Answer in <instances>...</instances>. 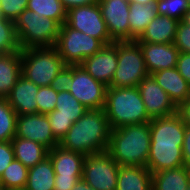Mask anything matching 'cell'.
<instances>
[{
	"label": "cell",
	"instance_id": "obj_38",
	"mask_svg": "<svg viewBox=\"0 0 190 190\" xmlns=\"http://www.w3.org/2000/svg\"><path fill=\"white\" fill-rule=\"evenodd\" d=\"M14 159L15 155L11 141L0 142V177Z\"/></svg>",
	"mask_w": 190,
	"mask_h": 190
},
{
	"label": "cell",
	"instance_id": "obj_18",
	"mask_svg": "<svg viewBox=\"0 0 190 190\" xmlns=\"http://www.w3.org/2000/svg\"><path fill=\"white\" fill-rule=\"evenodd\" d=\"M38 89L39 86L21 75L6 99L17 115L36 114L37 100L35 98Z\"/></svg>",
	"mask_w": 190,
	"mask_h": 190
},
{
	"label": "cell",
	"instance_id": "obj_34",
	"mask_svg": "<svg viewBox=\"0 0 190 190\" xmlns=\"http://www.w3.org/2000/svg\"><path fill=\"white\" fill-rule=\"evenodd\" d=\"M58 93L51 86L39 87L37 100V113L48 114L55 110Z\"/></svg>",
	"mask_w": 190,
	"mask_h": 190
},
{
	"label": "cell",
	"instance_id": "obj_9",
	"mask_svg": "<svg viewBox=\"0 0 190 190\" xmlns=\"http://www.w3.org/2000/svg\"><path fill=\"white\" fill-rule=\"evenodd\" d=\"M66 24L74 30L99 39L104 45L114 42L109 35L98 3L69 9Z\"/></svg>",
	"mask_w": 190,
	"mask_h": 190
},
{
	"label": "cell",
	"instance_id": "obj_6",
	"mask_svg": "<svg viewBox=\"0 0 190 190\" xmlns=\"http://www.w3.org/2000/svg\"><path fill=\"white\" fill-rule=\"evenodd\" d=\"M114 42L118 63L110 87H137L149 75L139 43L136 40Z\"/></svg>",
	"mask_w": 190,
	"mask_h": 190
},
{
	"label": "cell",
	"instance_id": "obj_13",
	"mask_svg": "<svg viewBox=\"0 0 190 190\" xmlns=\"http://www.w3.org/2000/svg\"><path fill=\"white\" fill-rule=\"evenodd\" d=\"M102 17L113 41L130 40L129 0H99Z\"/></svg>",
	"mask_w": 190,
	"mask_h": 190
},
{
	"label": "cell",
	"instance_id": "obj_14",
	"mask_svg": "<svg viewBox=\"0 0 190 190\" xmlns=\"http://www.w3.org/2000/svg\"><path fill=\"white\" fill-rule=\"evenodd\" d=\"M38 142L49 150L59 145L50 127L47 114H25L17 116L16 135Z\"/></svg>",
	"mask_w": 190,
	"mask_h": 190
},
{
	"label": "cell",
	"instance_id": "obj_2",
	"mask_svg": "<svg viewBox=\"0 0 190 190\" xmlns=\"http://www.w3.org/2000/svg\"><path fill=\"white\" fill-rule=\"evenodd\" d=\"M150 122L111 129L107 152L119 166H147Z\"/></svg>",
	"mask_w": 190,
	"mask_h": 190
},
{
	"label": "cell",
	"instance_id": "obj_26",
	"mask_svg": "<svg viewBox=\"0 0 190 190\" xmlns=\"http://www.w3.org/2000/svg\"><path fill=\"white\" fill-rule=\"evenodd\" d=\"M190 170L185 166L152 174V190H187Z\"/></svg>",
	"mask_w": 190,
	"mask_h": 190
},
{
	"label": "cell",
	"instance_id": "obj_28",
	"mask_svg": "<svg viewBox=\"0 0 190 190\" xmlns=\"http://www.w3.org/2000/svg\"><path fill=\"white\" fill-rule=\"evenodd\" d=\"M55 172L49 157L28 168V179L25 190H53L55 182Z\"/></svg>",
	"mask_w": 190,
	"mask_h": 190
},
{
	"label": "cell",
	"instance_id": "obj_35",
	"mask_svg": "<svg viewBox=\"0 0 190 190\" xmlns=\"http://www.w3.org/2000/svg\"><path fill=\"white\" fill-rule=\"evenodd\" d=\"M28 0H1L0 16L15 21L27 9Z\"/></svg>",
	"mask_w": 190,
	"mask_h": 190
},
{
	"label": "cell",
	"instance_id": "obj_40",
	"mask_svg": "<svg viewBox=\"0 0 190 190\" xmlns=\"http://www.w3.org/2000/svg\"><path fill=\"white\" fill-rule=\"evenodd\" d=\"M82 177H55L53 190H72Z\"/></svg>",
	"mask_w": 190,
	"mask_h": 190
},
{
	"label": "cell",
	"instance_id": "obj_5",
	"mask_svg": "<svg viewBox=\"0 0 190 190\" xmlns=\"http://www.w3.org/2000/svg\"><path fill=\"white\" fill-rule=\"evenodd\" d=\"M65 66L55 47L21 49V75L39 87L50 86Z\"/></svg>",
	"mask_w": 190,
	"mask_h": 190
},
{
	"label": "cell",
	"instance_id": "obj_36",
	"mask_svg": "<svg viewBox=\"0 0 190 190\" xmlns=\"http://www.w3.org/2000/svg\"><path fill=\"white\" fill-rule=\"evenodd\" d=\"M173 44L179 52L190 53V26L179 21Z\"/></svg>",
	"mask_w": 190,
	"mask_h": 190
},
{
	"label": "cell",
	"instance_id": "obj_23",
	"mask_svg": "<svg viewBox=\"0 0 190 190\" xmlns=\"http://www.w3.org/2000/svg\"><path fill=\"white\" fill-rule=\"evenodd\" d=\"M116 190H152V173L144 166H120Z\"/></svg>",
	"mask_w": 190,
	"mask_h": 190
},
{
	"label": "cell",
	"instance_id": "obj_32",
	"mask_svg": "<svg viewBox=\"0 0 190 190\" xmlns=\"http://www.w3.org/2000/svg\"><path fill=\"white\" fill-rule=\"evenodd\" d=\"M21 50L15 31V22L0 16V54Z\"/></svg>",
	"mask_w": 190,
	"mask_h": 190
},
{
	"label": "cell",
	"instance_id": "obj_19",
	"mask_svg": "<svg viewBox=\"0 0 190 190\" xmlns=\"http://www.w3.org/2000/svg\"><path fill=\"white\" fill-rule=\"evenodd\" d=\"M182 166H184L182 145H150L146 168L152 174Z\"/></svg>",
	"mask_w": 190,
	"mask_h": 190
},
{
	"label": "cell",
	"instance_id": "obj_44",
	"mask_svg": "<svg viewBox=\"0 0 190 190\" xmlns=\"http://www.w3.org/2000/svg\"><path fill=\"white\" fill-rule=\"evenodd\" d=\"M72 190H95L93 187L88 185L83 179L76 182Z\"/></svg>",
	"mask_w": 190,
	"mask_h": 190
},
{
	"label": "cell",
	"instance_id": "obj_29",
	"mask_svg": "<svg viewBox=\"0 0 190 190\" xmlns=\"http://www.w3.org/2000/svg\"><path fill=\"white\" fill-rule=\"evenodd\" d=\"M27 9L55 20L60 26L66 23L67 10L60 0H28Z\"/></svg>",
	"mask_w": 190,
	"mask_h": 190
},
{
	"label": "cell",
	"instance_id": "obj_15",
	"mask_svg": "<svg viewBox=\"0 0 190 190\" xmlns=\"http://www.w3.org/2000/svg\"><path fill=\"white\" fill-rule=\"evenodd\" d=\"M118 63L117 44L104 45L93 56L86 58L80 65L95 80L110 87Z\"/></svg>",
	"mask_w": 190,
	"mask_h": 190
},
{
	"label": "cell",
	"instance_id": "obj_3",
	"mask_svg": "<svg viewBox=\"0 0 190 190\" xmlns=\"http://www.w3.org/2000/svg\"><path fill=\"white\" fill-rule=\"evenodd\" d=\"M104 111L111 129L151 121L137 87H107Z\"/></svg>",
	"mask_w": 190,
	"mask_h": 190
},
{
	"label": "cell",
	"instance_id": "obj_10",
	"mask_svg": "<svg viewBox=\"0 0 190 190\" xmlns=\"http://www.w3.org/2000/svg\"><path fill=\"white\" fill-rule=\"evenodd\" d=\"M107 86L95 80L81 65H72V81L69 92L87 109L105 106Z\"/></svg>",
	"mask_w": 190,
	"mask_h": 190
},
{
	"label": "cell",
	"instance_id": "obj_33",
	"mask_svg": "<svg viewBox=\"0 0 190 190\" xmlns=\"http://www.w3.org/2000/svg\"><path fill=\"white\" fill-rule=\"evenodd\" d=\"M189 8L187 0H157L156 11L158 15H165L181 21Z\"/></svg>",
	"mask_w": 190,
	"mask_h": 190
},
{
	"label": "cell",
	"instance_id": "obj_41",
	"mask_svg": "<svg viewBox=\"0 0 190 190\" xmlns=\"http://www.w3.org/2000/svg\"><path fill=\"white\" fill-rule=\"evenodd\" d=\"M184 166L190 170V127L186 126L182 145Z\"/></svg>",
	"mask_w": 190,
	"mask_h": 190
},
{
	"label": "cell",
	"instance_id": "obj_8",
	"mask_svg": "<svg viewBox=\"0 0 190 190\" xmlns=\"http://www.w3.org/2000/svg\"><path fill=\"white\" fill-rule=\"evenodd\" d=\"M119 165L107 152L85 156L82 179L95 190H116Z\"/></svg>",
	"mask_w": 190,
	"mask_h": 190
},
{
	"label": "cell",
	"instance_id": "obj_43",
	"mask_svg": "<svg viewBox=\"0 0 190 190\" xmlns=\"http://www.w3.org/2000/svg\"><path fill=\"white\" fill-rule=\"evenodd\" d=\"M60 1L67 11L73 7L99 3V0H60Z\"/></svg>",
	"mask_w": 190,
	"mask_h": 190
},
{
	"label": "cell",
	"instance_id": "obj_42",
	"mask_svg": "<svg viewBox=\"0 0 190 190\" xmlns=\"http://www.w3.org/2000/svg\"><path fill=\"white\" fill-rule=\"evenodd\" d=\"M177 113L186 126L190 127V97L177 107Z\"/></svg>",
	"mask_w": 190,
	"mask_h": 190
},
{
	"label": "cell",
	"instance_id": "obj_21",
	"mask_svg": "<svg viewBox=\"0 0 190 190\" xmlns=\"http://www.w3.org/2000/svg\"><path fill=\"white\" fill-rule=\"evenodd\" d=\"M178 107L190 97V84L179 74L177 68H168L151 74Z\"/></svg>",
	"mask_w": 190,
	"mask_h": 190
},
{
	"label": "cell",
	"instance_id": "obj_4",
	"mask_svg": "<svg viewBox=\"0 0 190 190\" xmlns=\"http://www.w3.org/2000/svg\"><path fill=\"white\" fill-rule=\"evenodd\" d=\"M14 22L20 49L55 47L60 30L55 20L25 9Z\"/></svg>",
	"mask_w": 190,
	"mask_h": 190
},
{
	"label": "cell",
	"instance_id": "obj_27",
	"mask_svg": "<svg viewBox=\"0 0 190 190\" xmlns=\"http://www.w3.org/2000/svg\"><path fill=\"white\" fill-rule=\"evenodd\" d=\"M129 13L130 40H137L152 19L158 16L156 1L147 4L130 2Z\"/></svg>",
	"mask_w": 190,
	"mask_h": 190
},
{
	"label": "cell",
	"instance_id": "obj_31",
	"mask_svg": "<svg viewBox=\"0 0 190 190\" xmlns=\"http://www.w3.org/2000/svg\"><path fill=\"white\" fill-rule=\"evenodd\" d=\"M17 116L8 100L0 98V142H8L15 137Z\"/></svg>",
	"mask_w": 190,
	"mask_h": 190
},
{
	"label": "cell",
	"instance_id": "obj_45",
	"mask_svg": "<svg viewBox=\"0 0 190 190\" xmlns=\"http://www.w3.org/2000/svg\"><path fill=\"white\" fill-rule=\"evenodd\" d=\"M184 24L190 26V7L187 9V11L184 13V16L181 20Z\"/></svg>",
	"mask_w": 190,
	"mask_h": 190
},
{
	"label": "cell",
	"instance_id": "obj_16",
	"mask_svg": "<svg viewBox=\"0 0 190 190\" xmlns=\"http://www.w3.org/2000/svg\"><path fill=\"white\" fill-rule=\"evenodd\" d=\"M186 125L176 112L150 121L151 145H183Z\"/></svg>",
	"mask_w": 190,
	"mask_h": 190
},
{
	"label": "cell",
	"instance_id": "obj_20",
	"mask_svg": "<svg viewBox=\"0 0 190 190\" xmlns=\"http://www.w3.org/2000/svg\"><path fill=\"white\" fill-rule=\"evenodd\" d=\"M55 177H82L85 156L62 148L60 145L49 150Z\"/></svg>",
	"mask_w": 190,
	"mask_h": 190
},
{
	"label": "cell",
	"instance_id": "obj_30",
	"mask_svg": "<svg viewBox=\"0 0 190 190\" xmlns=\"http://www.w3.org/2000/svg\"><path fill=\"white\" fill-rule=\"evenodd\" d=\"M28 179V168L14 159L0 177L3 190L25 188Z\"/></svg>",
	"mask_w": 190,
	"mask_h": 190
},
{
	"label": "cell",
	"instance_id": "obj_47",
	"mask_svg": "<svg viewBox=\"0 0 190 190\" xmlns=\"http://www.w3.org/2000/svg\"><path fill=\"white\" fill-rule=\"evenodd\" d=\"M9 190H25L24 188H21V189H9Z\"/></svg>",
	"mask_w": 190,
	"mask_h": 190
},
{
	"label": "cell",
	"instance_id": "obj_22",
	"mask_svg": "<svg viewBox=\"0 0 190 190\" xmlns=\"http://www.w3.org/2000/svg\"><path fill=\"white\" fill-rule=\"evenodd\" d=\"M179 21L165 15H158L146 26L138 43H173Z\"/></svg>",
	"mask_w": 190,
	"mask_h": 190
},
{
	"label": "cell",
	"instance_id": "obj_12",
	"mask_svg": "<svg viewBox=\"0 0 190 190\" xmlns=\"http://www.w3.org/2000/svg\"><path fill=\"white\" fill-rule=\"evenodd\" d=\"M148 117L152 120L177 112V106L152 75L146 76L137 86Z\"/></svg>",
	"mask_w": 190,
	"mask_h": 190
},
{
	"label": "cell",
	"instance_id": "obj_1",
	"mask_svg": "<svg viewBox=\"0 0 190 190\" xmlns=\"http://www.w3.org/2000/svg\"><path fill=\"white\" fill-rule=\"evenodd\" d=\"M111 127L102 109L88 111L72 124L59 145L75 153L87 156L107 151Z\"/></svg>",
	"mask_w": 190,
	"mask_h": 190
},
{
	"label": "cell",
	"instance_id": "obj_7",
	"mask_svg": "<svg viewBox=\"0 0 190 190\" xmlns=\"http://www.w3.org/2000/svg\"><path fill=\"white\" fill-rule=\"evenodd\" d=\"M103 46L99 39L74 30L64 23L60 26L55 48L66 65H80Z\"/></svg>",
	"mask_w": 190,
	"mask_h": 190
},
{
	"label": "cell",
	"instance_id": "obj_11",
	"mask_svg": "<svg viewBox=\"0 0 190 190\" xmlns=\"http://www.w3.org/2000/svg\"><path fill=\"white\" fill-rule=\"evenodd\" d=\"M87 111L69 91L59 92L55 110L47 114L54 137L60 142L72 124Z\"/></svg>",
	"mask_w": 190,
	"mask_h": 190
},
{
	"label": "cell",
	"instance_id": "obj_17",
	"mask_svg": "<svg viewBox=\"0 0 190 190\" xmlns=\"http://www.w3.org/2000/svg\"><path fill=\"white\" fill-rule=\"evenodd\" d=\"M149 75L175 68L179 50L173 43H139Z\"/></svg>",
	"mask_w": 190,
	"mask_h": 190
},
{
	"label": "cell",
	"instance_id": "obj_46",
	"mask_svg": "<svg viewBox=\"0 0 190 190\" xmlns=\"http://www.w3.org/2000/svg\"><path fill=\"white\" fill-rule=\"evenodd\" d=\"M129 1L135 3L147 4L148 2L157 1V0H129Z\"/></svg>",
	"mask_w": 190,
	"mask_h": 190
},
{
	"label": "cell",
	"instance_id": "obj_25",
	"mask_svg": "<svg viewBox=\"0 0 190 190\" xmlns=\"http://www.w3.org/2000/svg\"><path fill=\"white\" fill-rule=\"evenodd\" d=\"M11 143L13 145L15 159L27 168L34 167L48 157L49 149L38 142L14 137Z\"/></svg>",
	"mask_w": 190,
	"mask_h": 190
},
{
	"label": "cell",
	"instance_id": "obj_24",
	"mask_svg": "<svg viewBox=\"0 0 190 190\" xmlns=\"http://www.w3.org/2000/svg\"><path fill=\"white\" fill-rule=\"evenodd\" d=\"M21 76V50L0 54V98H7Z\"/></svg>",
	"mask_w": 190,
	"mask_h": 190
},
{
	"label": "cell",
	"instance_id": "obj_37",
	"mask_svg": "<svg viewBox=\"0 0 190 190\" xmlns=\"http://www.w3.org/2000/svg\"><path fill=\"white\" fill-rule=\"evenodd\" d=\"M72 81V65H66L53 79L51 87L57 92L68 91Z\"/></svg>",
	"mask_w": 190,
	"mask_h": 190
},
{
	"label": "cell",
	"instance_id": "obj_39",
	"mask_svg": "<svg viewBox=\"0 0 190 190\" xmlns=\"http://www.w3.org/2000/svg\"><path fill=\"white\" fill-rule=\"evenodd\" d=\"M176 68L179 74L190 84V53H179Z\"/></svg>",
	"mask_w": 190,
	"mask_h": 190
}]
</instances>
